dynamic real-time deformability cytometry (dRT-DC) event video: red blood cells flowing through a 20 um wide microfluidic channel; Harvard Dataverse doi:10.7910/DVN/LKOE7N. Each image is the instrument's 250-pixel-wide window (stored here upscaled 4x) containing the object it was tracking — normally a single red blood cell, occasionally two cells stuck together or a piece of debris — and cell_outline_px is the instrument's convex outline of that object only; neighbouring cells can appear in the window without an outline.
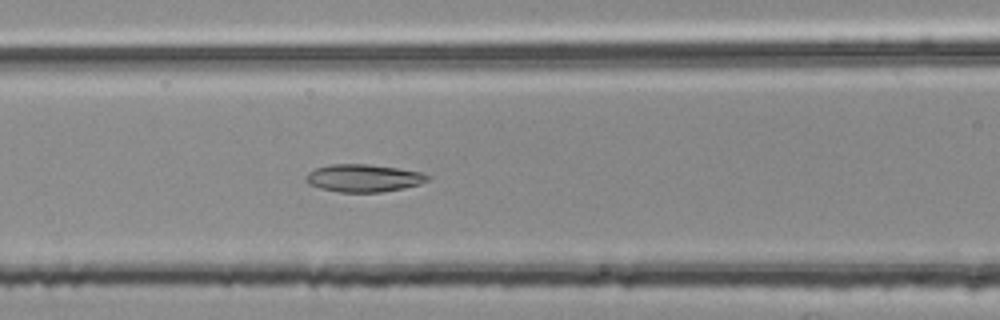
{"species": "common noctule bat (a hibernating species)", "species_latin": "Nyctalus noctula", "temperature_condition": "room temperature", "stored_images_in_passage": 25, "camera_frame_rate_fps": 3000, "um_per_image_px": 0.085, "animal": {"sex": "female", "body_mass_g": 25.1}, "frame": {"image": 1, "passage_image": 10, "time_ms": 3.0, "image_size_px": [1000, 320], "cell_outline_px": [[432, 176], [428, 180], [420, 184], [404, 188], [380, 192], [340, 192], [320, 188], [308, 184], [304, 180], [308, 172], [316, 168], [332, 164], [368, 164], [396, 168], [420, 172]], "centroid_in_image_um": [30.89, 15.14], "position_along_channel_um": 135.7, "area_um2": 19.54}}
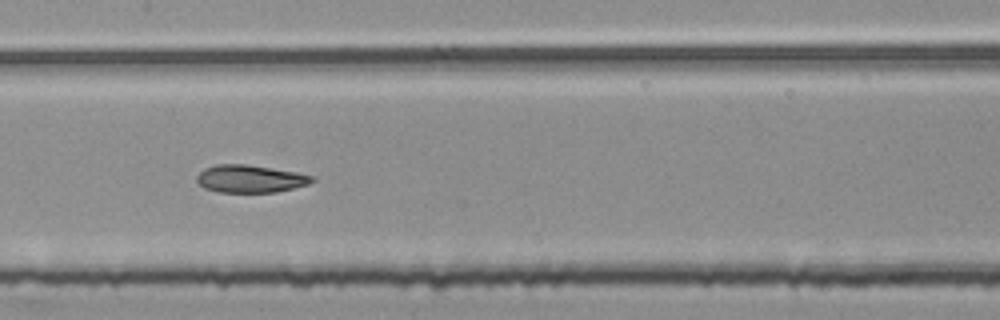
{"frame": {"image": 2, "passage_image": 14, "time_ms": 4.333, "image_size_px": [1000, 320], "cell_outline_px": [[316, 180], [308, 184], [276, 192], [220, 192], [204, 188], [196, 180], [196, 176], [204, 168], [220, 164], [244, 164], [272, 168], [296, 172], [316, 176]], "centroid_in_image_um": [21.29, 15.19], "position_along_channel_um": 186.1, "area_um2": 18.5}}